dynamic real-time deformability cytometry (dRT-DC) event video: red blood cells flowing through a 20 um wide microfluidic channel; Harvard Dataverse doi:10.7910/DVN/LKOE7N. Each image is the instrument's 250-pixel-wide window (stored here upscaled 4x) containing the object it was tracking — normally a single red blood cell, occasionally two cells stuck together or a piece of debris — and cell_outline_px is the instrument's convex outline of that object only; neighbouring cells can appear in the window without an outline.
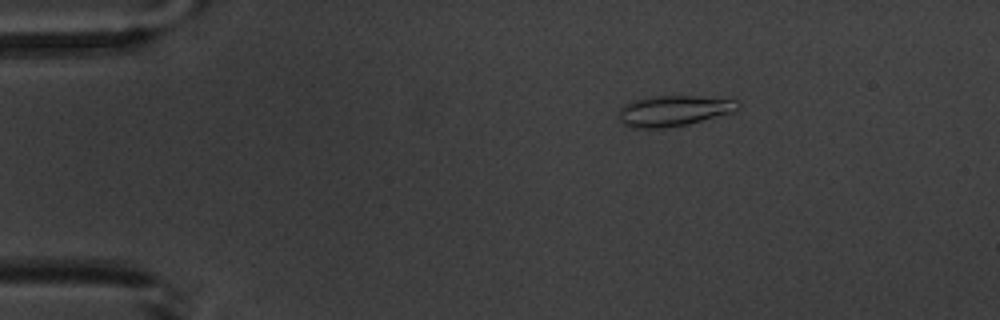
{"species": "common noctule bat (a hibernating species)", "species_latin": "Nyctalus noctula", "temperature_condition": "warm", "stored_images_in_passage": 4, "camera_frame_rate_fps": 3000, "um_per_image_px": 0.085, "animal": {"sex": "male", "body_mass_g": 20.1, "forearm_length_mm": 53.5}, "frame": {"image": 1, "passage_image": 3, "time_ms": 2.333, "image_size_px": [1000, 320], "cell_outline_px": [[740, 108], [736, 112], [688, 124], [664, 128], [632, 128], [624, 124], [620, 120], [620, 108], [624, 104], [636, 100], [652, 96], [732, 96], [740, 104]], "centroid_in_image_um": [57.4, 9.39], "position_along_channel_um": 27.6, "area_um2": 21.85}}